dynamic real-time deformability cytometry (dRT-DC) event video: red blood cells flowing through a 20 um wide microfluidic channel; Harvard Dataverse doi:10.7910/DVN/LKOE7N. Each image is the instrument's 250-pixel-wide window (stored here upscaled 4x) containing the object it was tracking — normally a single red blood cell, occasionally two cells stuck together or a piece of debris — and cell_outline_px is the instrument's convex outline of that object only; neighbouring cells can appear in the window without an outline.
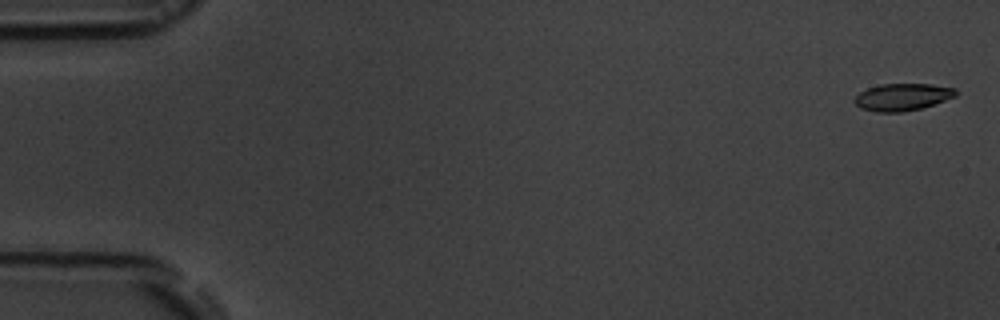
{"species": "common noctule bat (a hibernating species)", "species_latin": "Nyctalus noctula", "temperature_condition": "room temperature", "stored_images_in_passage": 4, "camera_frame_rate_fps": 3000, "um_per_image_px": 0.085, "animal": {"sex": "male", "body_mass_g": 19.5, "forearm_length_mm": 54.6}, "frame": {"image": 1, "passage_image": 1, "time_ms": 0.0, "image_size_px": [1000, 320], "cell_outline_px": [[956, 96], [920, 108], [900, 112], [876, 112], [860, 108], [852, 100], [860, 92], [868, 88], [880, 84], [932, 84], [956, 88]], "centroid_in_image_um": [76.67, 8.24], "position_along_channel_um": 8.3, "area_um2": 15.9}}